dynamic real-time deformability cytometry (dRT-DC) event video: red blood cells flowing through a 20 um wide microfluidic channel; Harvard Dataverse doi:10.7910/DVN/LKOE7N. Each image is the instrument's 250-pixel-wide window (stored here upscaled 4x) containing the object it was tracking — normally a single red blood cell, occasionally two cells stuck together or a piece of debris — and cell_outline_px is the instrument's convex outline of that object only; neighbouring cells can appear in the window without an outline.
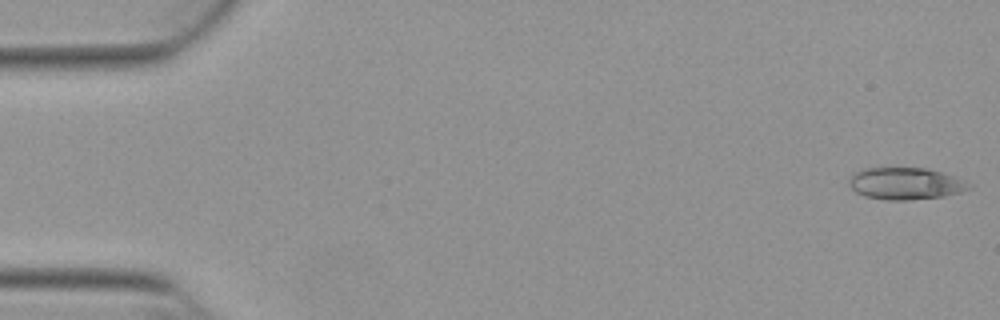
{"species": "Egyptian fruit bat (a non-hibernating species)", "species_latin": "Rousettus aegyptiacus", "temperature_condition": "warm", "stored_images_in_passage": 47, "camera_frame_rate_fps": 3000, "um_per_image_px": 0.085, "animal": {"sex": "female"}, "frame": {"image": 1, "passage_image": 1, "time_ms": 0.0, "image_size_px": [1000, 320], "cell_outline_px": [[972, 184], [968, 188], [960, 192], [944, 196], [904, 200], [888, 200], [864, 196], [856, 192], [852, 188], [848, 180], [856, 172], [864, 168], [928, 168], [964, 180]], "centroid_in_image_um": [76.96, 15.6], "position_along_channel_um": 8.0, "area_um2": 22.02}}
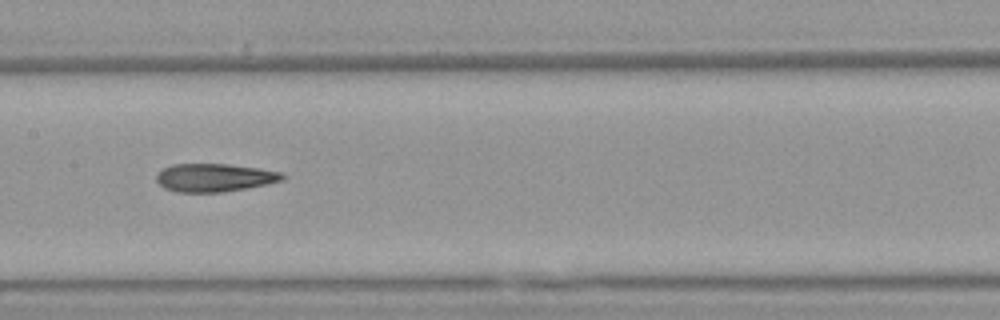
{"frame": {"image": 2, "passage_image": 26, "time_ms": 8.333, "image_size_px": [1000, 320], "cell_outline_px": [[288, 176], [284, 180], [268, 184], [248, 188], [224, 192], [176, 192], [164, 188], [156, 180], [156, 172], [172, 164], [228, 164], [260, 168], [284, 172]], "centroid_in_image_um": [18.28, 15.1], "position_along_channel_um": 189.1, "area_um2": 21.04}}
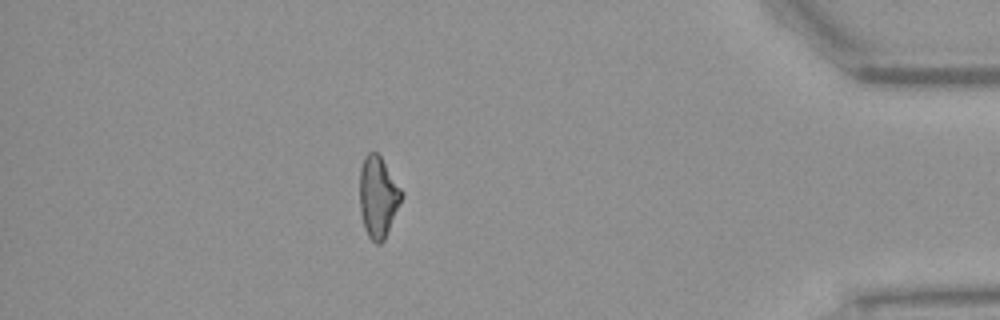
{"frame": {"image": 3, "passage_image": 46, "time_ms": 15.0, "image_size_px": [1000, 320], "cell_outline_px": [[404, 196], [384, 240], [380, 244], [376, 244], [368, 236], [364, 228], [360, 212], [360, 168], [364, 156], [368, 152], [376, 152], [380, 156], [404, 192]], "centroid_in_image_um": [32.14, 16.74], "position_along_channel_um": 403.1, "area_um2": 19.94}}